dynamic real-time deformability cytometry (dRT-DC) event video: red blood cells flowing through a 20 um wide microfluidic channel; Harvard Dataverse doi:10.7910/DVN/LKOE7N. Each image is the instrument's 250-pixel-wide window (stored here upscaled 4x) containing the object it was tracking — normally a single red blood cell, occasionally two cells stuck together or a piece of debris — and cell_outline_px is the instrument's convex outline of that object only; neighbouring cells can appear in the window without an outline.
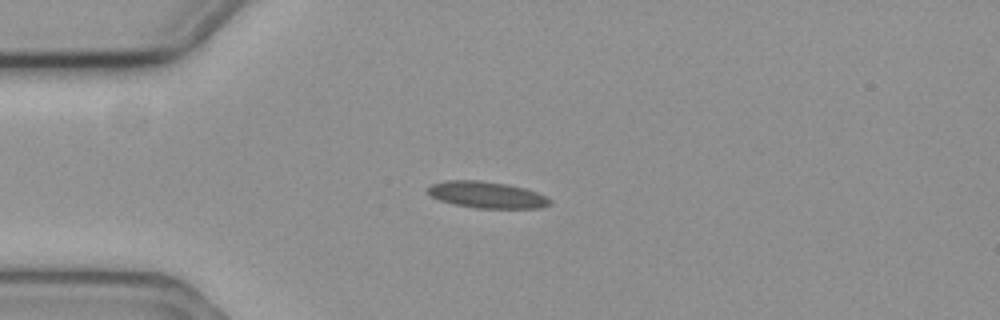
{"species": "common noctule bat (a hibernating species)", "species_latin": "Nyctalus noctula", "temperature_condition": "cold", "stored_images_in_passage": 3, "camera_frame_rate_fps": 3000, "um_per_image_px": 0.085, "animal": {"sex": "female", "body_mass_g": 19.3, "forearm_length_mm": 54.1}, "frame": {"image": 1, "passage_image": 3, "time_ms": 0.667, "image_size_px": [1000, 320], "cell_outline_px": [[552, 204], [540, 208], [476, 208], [456, 204], [440, 200], [432, 196], [428, 192], [428, 188], [432, 184], [444, 180], [480, 180], [508, 184], [524, 188], [536, 192], [552, 200]], "centroid_in_image_um": [41.4, 16.55], "position_along_channel_um": 43.6, "area_um2": 18.79}}